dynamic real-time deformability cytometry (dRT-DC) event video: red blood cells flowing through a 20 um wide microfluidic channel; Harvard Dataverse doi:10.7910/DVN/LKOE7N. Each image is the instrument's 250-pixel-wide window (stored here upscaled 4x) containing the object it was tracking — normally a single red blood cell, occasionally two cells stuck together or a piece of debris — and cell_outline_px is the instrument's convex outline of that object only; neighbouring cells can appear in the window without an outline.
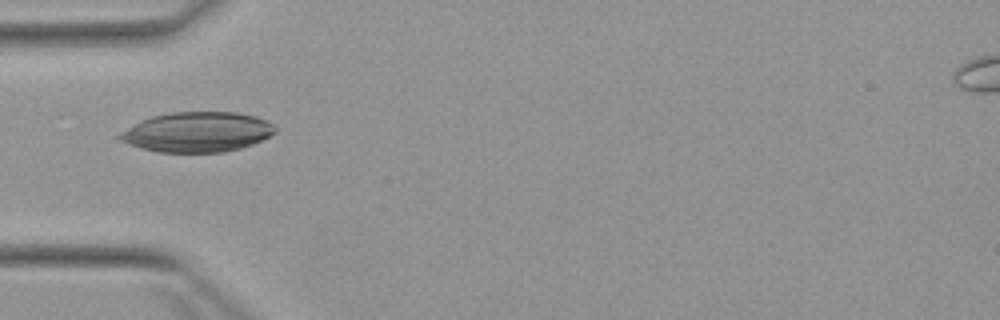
{"species": "Egyptian fruit bat (a non-hibernating species)", "species_latin": "Rousettus aegyptiacus", "temperature_condition": "warm", "stored_images_in_passage": 1, "camera_frame_rate_fps": 3000, "um_per_image_px": 0.085, "animal": {"sex": "female"}, "frame": {"image": 1, "passage_image": 1, "time_ms": 0.0, "image_size_px": [1000, 320], "cell_outline_px": [[276, 132], [252, 144], [240, 148], [224, 152], [160, 152], [140, 148], [128, 144], [120, 140], [116, 136], [120, 132], [140, 120], [152, 116], [172, 112], [236, 112], [256, 116], [272, 124], [276, 128]], "centroid_in_image_um": [16.73, 11.22], "position_along_channel_um": 68.3, "area_um2": 36.18}}